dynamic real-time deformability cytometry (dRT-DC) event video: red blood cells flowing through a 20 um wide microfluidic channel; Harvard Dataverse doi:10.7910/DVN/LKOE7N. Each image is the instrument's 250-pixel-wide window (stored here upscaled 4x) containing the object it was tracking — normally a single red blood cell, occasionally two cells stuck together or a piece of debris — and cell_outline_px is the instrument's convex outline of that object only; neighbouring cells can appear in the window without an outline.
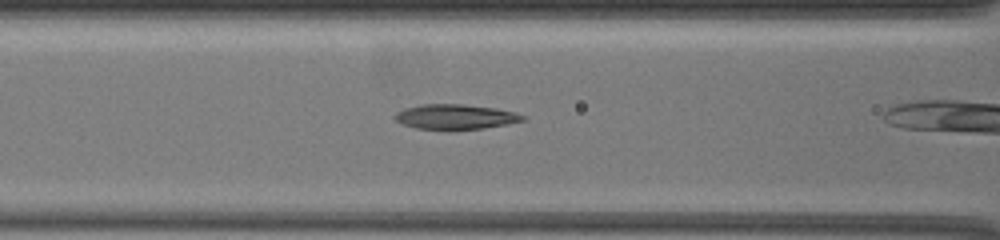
{"species": "common noctule bat (a hibernating species)", "species_latin": "Nyctalus noctula", "temperature_condition": "warm", "stored_images_in_passage": 32, "camera_frame_rate_fps": 3000, "um_per_image_px": 0.085, "animal": {"sex": "female", "body_mass_g": 19.5, "forearm_length_mm": 54.1}, "frame": {"image": 1, "passage_image": 23, "time_ms": 4.667, "image_size_px": [1000, 240], "cell_outline_px": [[528, 120], [508, 124], [484, 128], [452, 132], [448, 132], [416, 128], [404, 124], [396, 120], [392, 116], [396, 112], [404, 108], [420, 104], [464, 104], [496, 108], [516, 112], [528, 116]], "centroid_in_image_um": [38.75, 9.95], "position_along_channel_um": 127.9, "area_um2": 19.54}}